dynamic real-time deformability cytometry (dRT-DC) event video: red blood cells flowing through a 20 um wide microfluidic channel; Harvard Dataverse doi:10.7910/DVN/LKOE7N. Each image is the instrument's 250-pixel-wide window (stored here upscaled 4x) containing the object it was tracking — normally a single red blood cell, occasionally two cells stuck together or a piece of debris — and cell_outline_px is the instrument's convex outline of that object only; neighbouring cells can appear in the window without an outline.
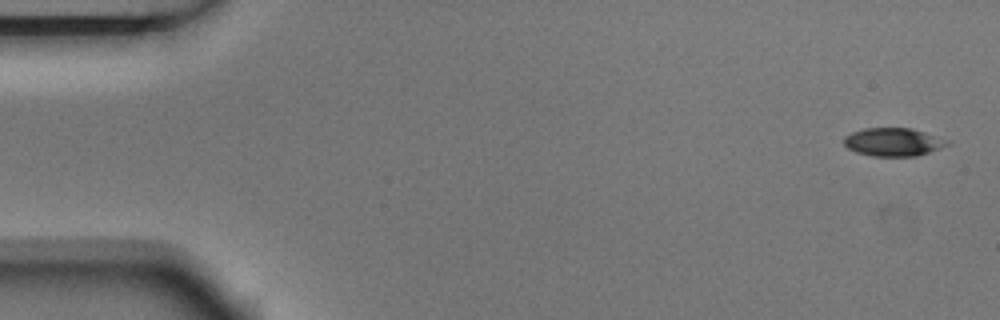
{"species": "Egyptian fruit bat (a non-hibernating species)", "species_latin": "Rousettus aegyptiacus", "temperature_condition": "room temperature", "stored_images_in_passage": 4, "camera_frame_rate_fps": 3000, "um_per_image_px": 0.085, "animal": {"sex": "male"}, "frame": {"image": 1, "passage_image": 1, "time_ms": 0.0, "image_size_px": [1000, 320], "cell_outline_px": [[952, 144], [916, 156], [872, 156], [856, 152], [848, 148], [844, 144], [844, 136], [852, 132], [864, 128], [912, 128], [948, 140]], "centroid_in_image_um": [75.92, 12.07], "position_along_channel_um": 9.1, "area_um2": 16.94}}
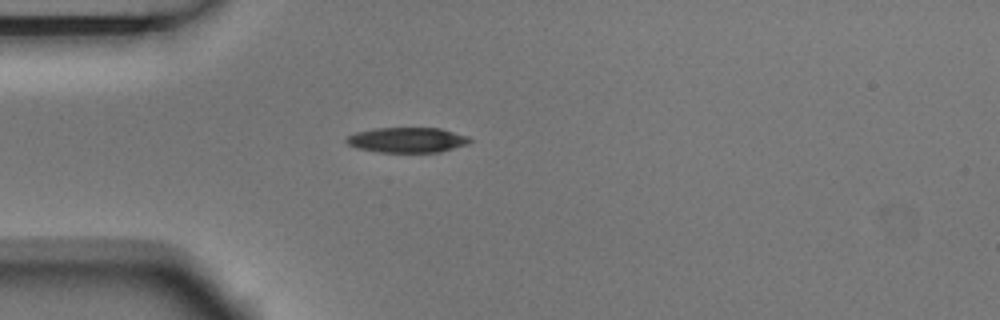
{"frame": {"image": 2, "passage_image": 4, "time_ms": 1.0, "image_size_px": [1000, 320], "cell_outline_px": [[472, 140], [468, 144], [440, 152], [380, 152], [356, 148], [348, 144], [344, 140], [348, 136], [356, 132], [376, 128], [440, 128], [468, 136]], "centroid_in_image_um": [34.61, 11.9], "position_along_channel_um": 50.4, "area_um2": 18.09}}